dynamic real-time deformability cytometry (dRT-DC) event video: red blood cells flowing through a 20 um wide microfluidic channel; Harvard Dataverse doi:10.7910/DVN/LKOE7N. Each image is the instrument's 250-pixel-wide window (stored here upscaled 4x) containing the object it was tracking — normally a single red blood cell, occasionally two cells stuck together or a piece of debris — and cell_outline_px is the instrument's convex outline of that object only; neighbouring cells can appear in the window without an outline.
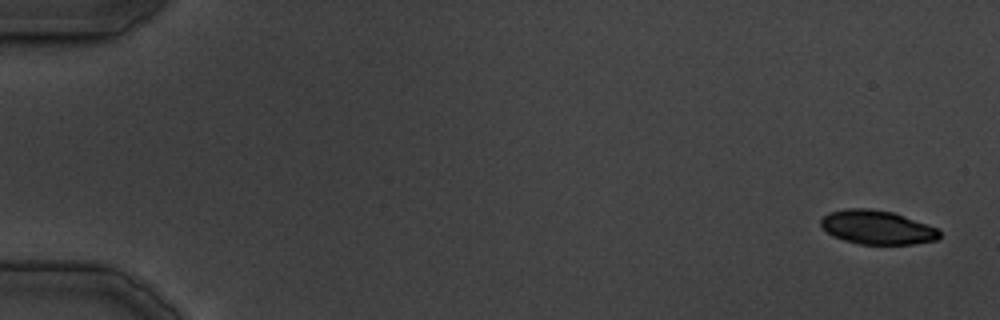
{"species": "common noctule bat (a hibernating species)", "species_latin": "Nyctalus noctula", "temperature_condition": "cold", "stored_images_in_passage": 19, "camera_frame_rate_fps": 3000, "um_per_image_px": 0.085, "animal": {"sex": "male", "body_mass_g": 19.5, "forearm_length_mm": 54.6}, "frame": {"image": 1, "passage_image": 1, "time_ms": 0.0, "image_size_px": [1000, 320], "cell_outline_px": [[940, 236], [936, 240], [916, 244], [860, 244], [844, 240], [832, 236], [820, 224], [820, 220], [828, 212], [848, 208], [872, 208], [896, 212], [936, 228], [940, 232]], "centroid_in_image_um": [74.55, 19.31], "position_along_channel_um": 10.4, "area_um2": 23.58}}